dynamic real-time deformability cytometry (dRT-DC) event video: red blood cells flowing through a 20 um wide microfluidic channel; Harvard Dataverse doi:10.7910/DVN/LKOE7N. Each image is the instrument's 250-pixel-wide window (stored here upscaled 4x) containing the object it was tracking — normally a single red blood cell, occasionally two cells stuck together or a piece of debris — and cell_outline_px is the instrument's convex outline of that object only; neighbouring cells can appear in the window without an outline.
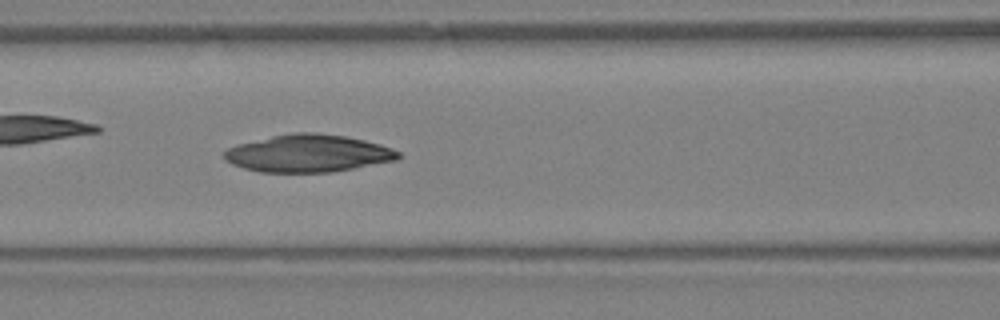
{"species": "Egyptian fruit bat (a non-hibernating species)", "species_latin": "Rousettus aegyptiacus", "temperature_condition": "warm", "stored_images_in_passage": 40, "camera_frame_rate_fps": 3000, "um_per_image_px": 0.085, "animal": {"sex": "female"}, "frame": {"image": 1, "passage_image": 17, "time_ms": 5.333, "image_size_px": [1000, 320], "cell_outline_px": [[404, 156], [396, 160], [332, 172], [260, 172], [244, 168], [232, 164], [224, 160], [224, 152], [228, 148], [236, 144], [272, 136], [296, 132], [316, 132], [344, 136], [364, 140], [380, 144], [392, 148], [400, 152]], "centroid_in_image_um": [26.2, 13.03], "position_along_channel_um": 140.4, "area_um2": 38.03}}
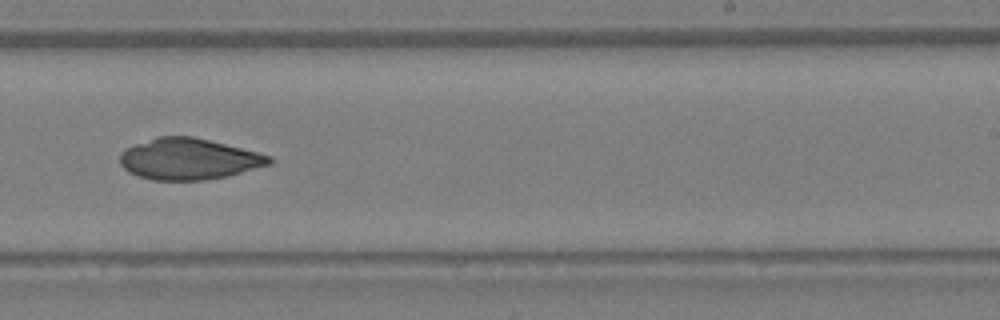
{"frame": {"image": 2, "passage_image": 25, "time_ms": 8.0, "image_size_px": [1000, 320], "cell_outline_px": [[276, 160], [272, 164], [224, 176], [204, 180], [152, 180], [128, 172], [120, 164], [120, 152], [124, 148], [156, 136], [192, 136], [272, 156]], "centroid_in_image_um": [16.01, 13.51], "position_along_channel_um": 273.0, "area_um2": 35.72}}
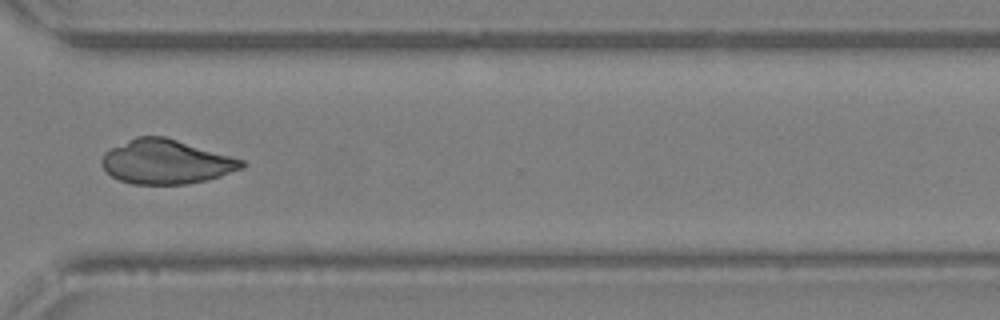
{"frame": {"image": 3, "passage_image": 30, "time_ms": 9.667, "image_size_px": [1000, 320], "cell_outline_px": [[248, 164], [244, 168], [220, 176], [204, 180], [184, 184], [132, 184], [120, 180], [112, 176], [104, 168], [100, 160], [104, 152], [136, 136], [164, 136], [232, 156], [244, 160]], "centroid_in_image_um": [14.14, 13.75], "position_along_channel_um": 356.5, "area_um2": 35.95}}